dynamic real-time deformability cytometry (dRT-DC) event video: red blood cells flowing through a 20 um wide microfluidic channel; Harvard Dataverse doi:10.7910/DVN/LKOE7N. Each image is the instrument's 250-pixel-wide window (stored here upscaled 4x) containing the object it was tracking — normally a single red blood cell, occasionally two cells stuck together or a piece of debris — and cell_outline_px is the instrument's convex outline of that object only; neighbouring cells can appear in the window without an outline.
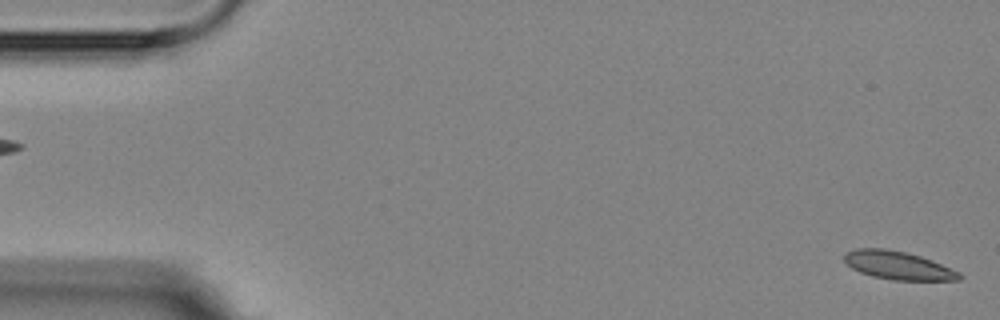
{"species": "Egyptian fruit bat (a non-hibernating species)", "species_latin": "Rousettus aegyptiacus", "temperature_condition": "room temperature", "stored_images_in_passage": 3, "camera_frame_rate_fps": 3000, "um_per_image_px": 0.085, "animal": {"sex": "female"}, "frame": {"image": 1, "passage_image": 1, "time_ms": 0.0, "image_size_px": [1000, 320], "cell_outline_px": [[964, 276], [960, 280], [892, 280], [872, 276], [860, 272], [852, 268], [844, 260], [844, 256], [848, 252], [856, 248], [884, 248], [908, 252], [932, 260], [960, 272]], "centroid_in_image_um": [76.37, 22.56], "position_along_channel_um": 8.6, "area_um2": 18.96}}